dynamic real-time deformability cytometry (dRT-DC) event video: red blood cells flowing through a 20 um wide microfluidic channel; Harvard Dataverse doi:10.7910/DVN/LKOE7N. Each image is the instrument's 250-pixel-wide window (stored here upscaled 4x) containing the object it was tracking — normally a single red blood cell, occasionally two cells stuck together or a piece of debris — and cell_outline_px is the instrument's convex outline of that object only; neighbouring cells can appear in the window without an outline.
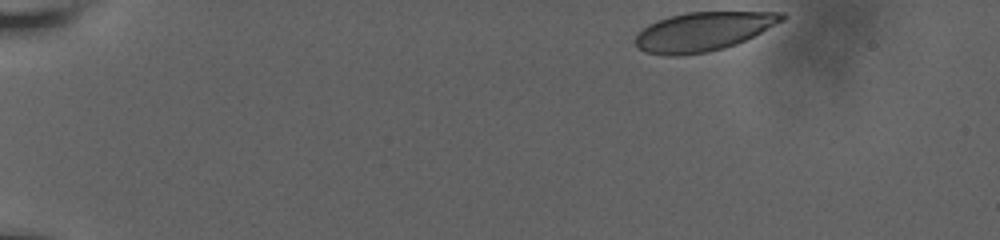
{"species": "human", "species_latin": "Homo sapiens", "temperature_condition": "room temperature", "stored_images_in_passage": 44, "camera_frame_rate_fps": 3000, "um_per_image_px": 0.085, "donor": {"sex": "male"}, "frame": {"image": 1, "passage_image": 1, "time_ms": 0.0, "image_size_px": [1000, 240], "cell_outline_px": [[788, 16], [784, 20], [736, 44], [724, 48], [708, 52], [676, 56], [668, 56], [644, 52], [636, 44], [636, 36], [648, 24], [668, 16], [688, 12], [784, 12]], "centroid_in_image_um": [59.77, 2.67], "position_along_channel_um": 25.2, "area_um2": 33.0}}
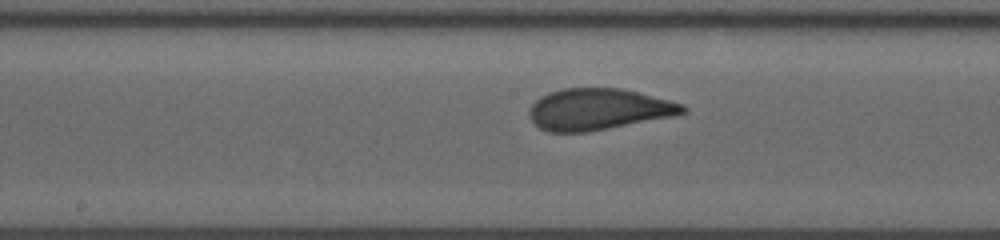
{"frame": {"image": 2, "passage_image": 25, "time_ms": 8.0, "image_size_px": [1000, 240], "cell_outline_px": [[688, 112], [672, 116], [588, 132], [548, 132], [540, 128], [528, 116], [528, 112], [532, 104], [540, 96], [548, 92], [564, 88], [620, 88], [684, 104], [688, 108]], "centroid_in_image_um": [50.84, 9.29], "position_along_channel_um": 197.4, "area_um2": 36.88}}
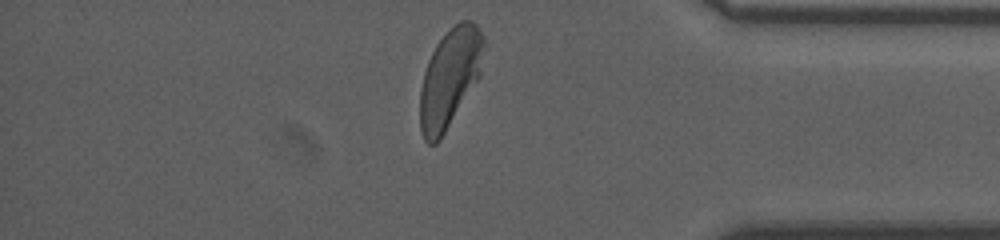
{"frame": {"image": 3, "passage_image": 43, "time_ms": 14.0, "image_size_px": [1000, 240], "cell_outline_px": [[484, 44], [480, 76], [440, 140], [436, 144], [428, 144], [424, 140], [420, 132], [420, 88], [424, 72], [428, 60], [436, 44], [460, 20], [472, 20], [476, 24], [484, 36]], "centroid_in_image_um": [38.22, 6.65], "position_along_channel_um": 397.0, "area_um2": 36.53}, "authors_computed_cell_mechanics": {"area_um2": 36.7319, "velocity_mm_per_s": 3.65, "shape_relaxation_time_tau1_ms": 4.0425, "shape_relaxation_time_tau2_ms": null, "deformation_change_tau1": 0.1521, "deformation_change_tau2": null}}